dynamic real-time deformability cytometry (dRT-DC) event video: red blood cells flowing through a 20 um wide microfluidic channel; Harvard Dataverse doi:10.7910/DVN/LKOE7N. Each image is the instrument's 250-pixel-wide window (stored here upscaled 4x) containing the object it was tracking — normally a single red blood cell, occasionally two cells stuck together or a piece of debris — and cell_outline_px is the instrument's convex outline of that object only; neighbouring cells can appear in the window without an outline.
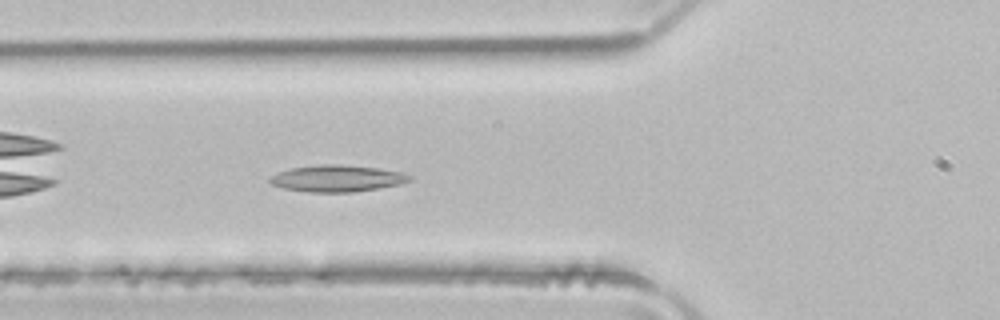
{"species": "common noctule bat (a hibernating species)", "species_latin": "Nyctalus noctula", "temperature_condition": "room temperature", "stored_images_in_passage": 33, "camera_frame_rate_fps": 3000, "um_per_image_px": 0.085, "animal": {"sex": "male", "body_mass_g": 21.5, "forearm_length_mm": 52.0}, "frame": {"image": 1, "passage_image": 5, "time_ms": 1.333, "image_size_px": [1000, 320], "cell_outline_px": [[412, 180], [400, 184], [380, 188], [352, 192], [308, 192], [284, 188], [272, 184], [268, 180], [272, 176], [280, 172], [292, 168], [320, 164], [340, 164], [376, 168], [400, 172], [412, 176]], "centroid_in_image_um": [28.68, 15.17], "position_along_channel_um": 97.1, "area_um2": 21.5}}
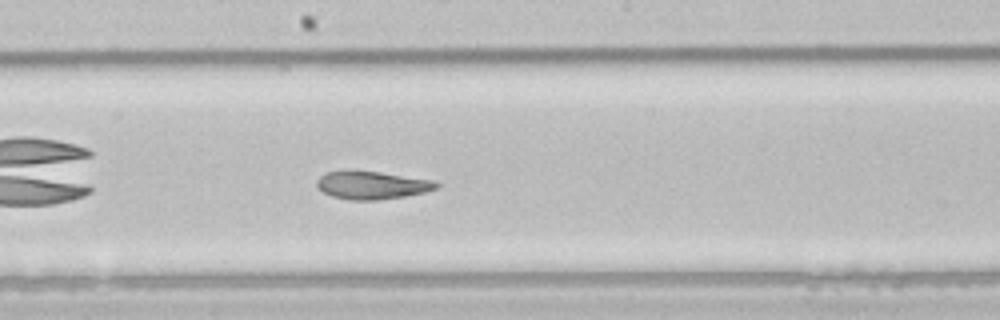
{"frame": {"image": 2, "passage_image": 14, "time_ms": 4.333, "image_size_px": [1000, 320], "cell_outline_px": [[440, 184], [436, 188], [424, 192], [404, 196], [380, 200], [352, 200], [332, 196], [324, 192], [316, 184], [316, 180], [320, 176], [328, 172], [380, 172], [432, 180]], "centroid_in_image_um": [31.63, 15.76], "position_along_channel_um": 216.6, "area_um2": 18.9}}
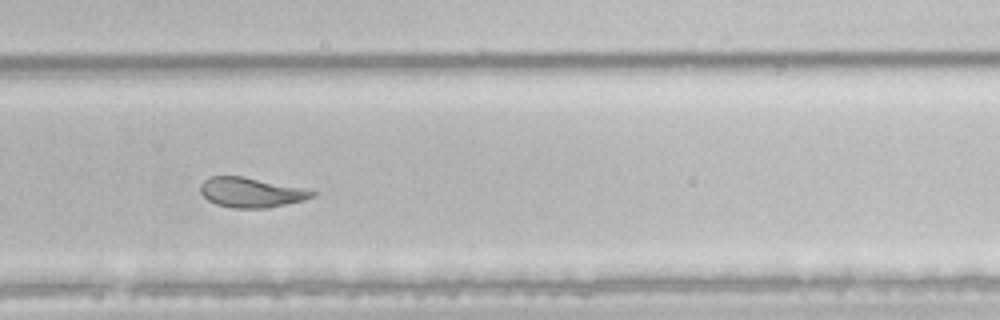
{"frame": {"image": 3, "passage_image": 21, "time_ms": 6.667, "image_size_px": [1000, 320], "cell_outline_px": [[316, 196], [304, 200], [268, 208], [232, 208], [216, 204], [208, 200], [200, 192], [200, 184], [208, 176], [244, 176], [300, 188], [316, 192]], "centroid_in_image_um": [21.3, 16.36], "position_along_channel_um": 308.5, "area_um2": 19.36}, "authors_computed_cell_mechanics": {"area_um2": 19.941, "velocity_mm_per_s": 3.971, "shape_relaxation_time_tau1_ms": 10.232, "shape_relaxation_time_tau2_ms": 2.4696, "deformation_change_tau1": 0.2316, "deformation_change_tau2": 0.0988}}